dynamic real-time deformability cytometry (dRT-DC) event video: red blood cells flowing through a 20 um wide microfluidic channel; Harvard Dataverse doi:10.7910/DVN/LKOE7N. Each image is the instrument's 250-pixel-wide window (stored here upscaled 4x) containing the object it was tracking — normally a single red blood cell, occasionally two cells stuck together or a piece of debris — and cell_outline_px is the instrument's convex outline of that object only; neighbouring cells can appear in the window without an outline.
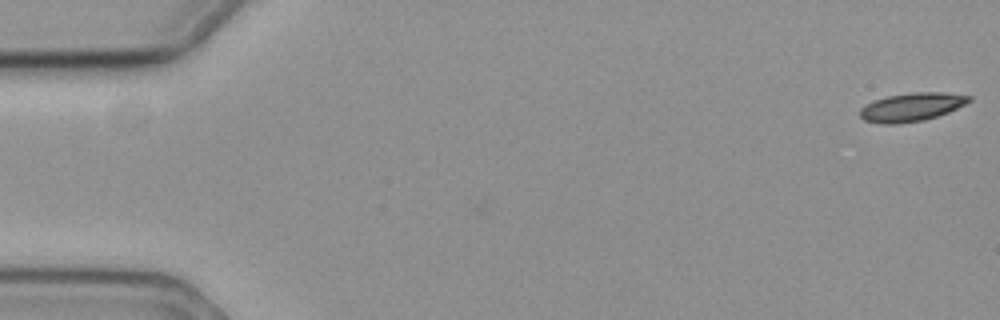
{"species": "common noctule bat (a hibernating species)", "species_latin": "Nyctalus noctula", "temperature_condition": "cold", "stored_images_in_passage": 13, "camera_frame_rate_fps": 3000, "um_per_image_px": 0.085, "animal": {"sex": "female", "body_mass_g": 19.3, "forearm_length_mm": 54.1}, "frame": {"image": 1, "passage_image": 1, "time_ms": 0.0, "image_size_px": [1000, 320], "cell_outline_px": [[972, 100], [948, 112], [924, 120], [892, 124], [884, 124], [864, 120], [860, 116], [860, 108], [876, 100], [888, 96], [912, 92], [944, 92], [972, 96]], "centroid_in_image_um": [77.5, 9.09], "position_along_channel_um": 7.5, "area_um2": 17.8}}